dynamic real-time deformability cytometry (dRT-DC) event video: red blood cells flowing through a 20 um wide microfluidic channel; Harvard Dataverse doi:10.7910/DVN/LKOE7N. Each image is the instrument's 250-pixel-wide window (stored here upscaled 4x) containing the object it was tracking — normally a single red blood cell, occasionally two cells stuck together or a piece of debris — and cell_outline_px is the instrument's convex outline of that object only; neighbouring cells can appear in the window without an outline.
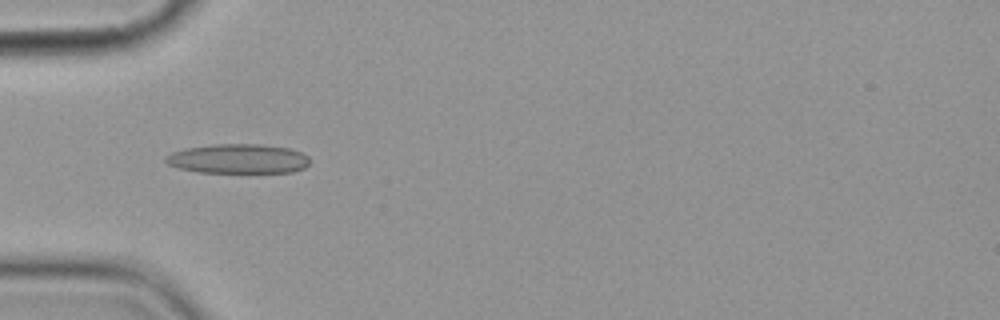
{"species": "common noctule bat (a hibernating species)", "species_latin": "Nyctalus noctula", "temperature_condition": "cold", "stored_images_in_passage": 7, "camera_frame_rate_fps": 3000, "um_per_image_px": 0.085, "animal": {"sex": "female", "body_mass_g": 19.9}, "frame": {"image": 1, "passage_image": 2, "time_ms": 1.333, "image_size_px": [1000, 320], "cell_outline_px": [[308, 164], [304, 168], [292, 172], [200, 172], [180, 168], [168, 164], [164, 160], [164, 156], [172, 152], [184, 148], [212, 144], [260, 144], [288, 148], [300, 152], [308, 156]], "centroid_in_image_um": [20.21, 13.48], "position_along_channel_um": 64.8, "area_um2": 24.68}}
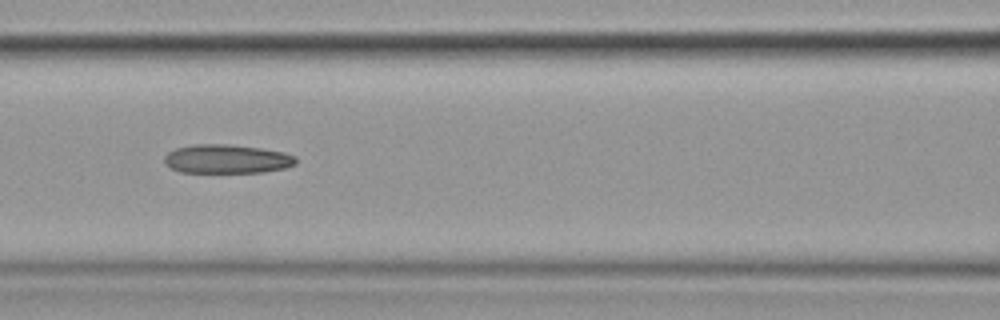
{"frame": {"image": 2, "passage_image": 4, "time_ms": 3.667, "image_size_px": [1000, 320], "cell_outline_px": [[296, 164], [284, 168], [264, 172], [180, 172], [164, 164], [164, 156], [168, 152], [176, 148], [196, 144], [228, 144], [260, 148], [284, 152], [296, 156]], "centroid_in_image_um": [19.28, 13.51], "position_along_channel_um": 147.3, "area_um2": 22.14}}
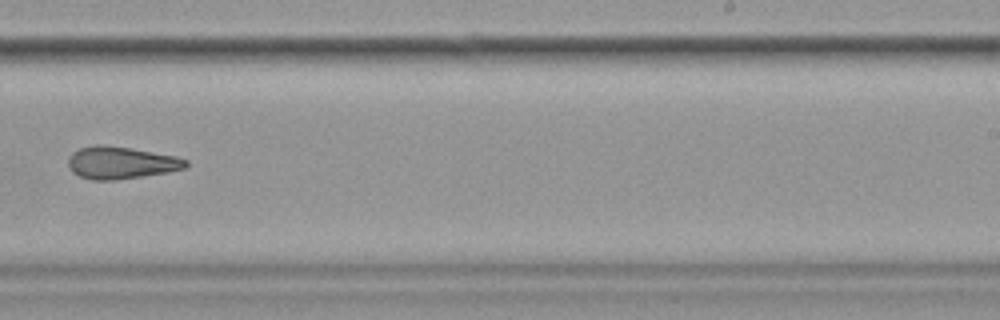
{"frame": {"image": 3, "passage_image": 7, "time_ms": 7.333, "image_size_px": [1000, 320], "cell_outline_px": [[188, 164], [184, 168], [168, 172], [116, 180], [92, 180], [80, 176], [72, 172], [68, 164], [68, 156], [72, 152], [80, 148], [96, 144], [104, 144], [132, 148], [176, 156], [188, 160]], "centroid_in_image_um": [10.26, 13.82], "position_along_channel_um": 278.7, "area_um2": 22.25}}